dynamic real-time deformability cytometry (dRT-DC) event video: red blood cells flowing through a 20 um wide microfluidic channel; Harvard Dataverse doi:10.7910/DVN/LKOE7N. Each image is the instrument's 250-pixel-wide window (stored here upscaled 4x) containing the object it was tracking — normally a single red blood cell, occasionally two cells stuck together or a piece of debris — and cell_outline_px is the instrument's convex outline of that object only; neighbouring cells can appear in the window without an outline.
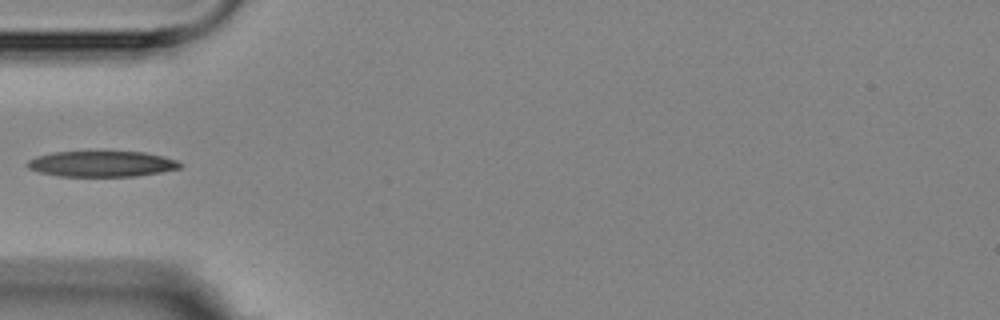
{"species": "Egyptian fruit bat (a non-hibernating species)", "species_latin": "Rousettus aegyptiacus", "temperature_condition": "room temperature", "stored_images_in_passage": 6, "camera_frame_rate_fps": 3000, "um_per_image_px": 0.085, "animal": {"sex": "female"}, "frame": {"image": 1, "passage_image": 6, "time_ms": 5.667, "image_size_px": [1000, 320], "cell_outline_px": [[184, 164], [180, 168], [160, 172], [136, 176], [60, 176], [40, 172], [28, 168], [28, 160], [36, 156], [56, 152], [100, 148], [144, 152], [164, 156], [176, 160]], "centroid_in_image_um": [8.68, 13.87], "position_along_channel_um": 76.3, "area_um2": 23.99}}